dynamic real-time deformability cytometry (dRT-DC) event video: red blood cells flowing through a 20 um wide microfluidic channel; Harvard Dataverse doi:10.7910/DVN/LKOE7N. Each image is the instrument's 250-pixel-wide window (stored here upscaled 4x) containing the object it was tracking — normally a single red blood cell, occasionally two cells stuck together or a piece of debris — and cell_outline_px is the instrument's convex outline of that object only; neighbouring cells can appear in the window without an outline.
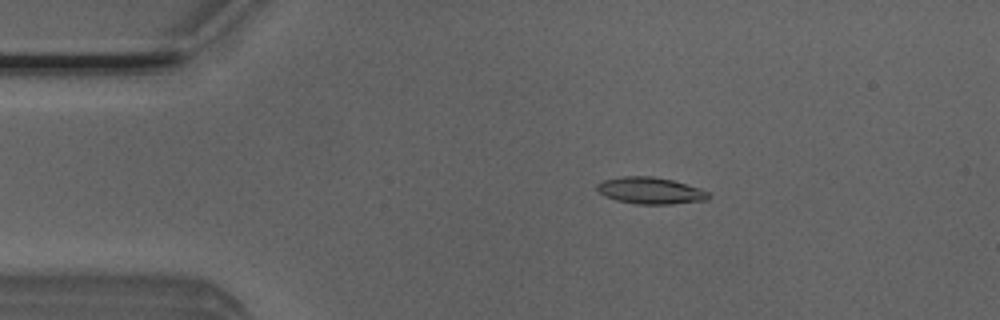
{"species": "Egyptian fruit bat (a non-hibernating species)", "species_latin": "Rousettus aegyptiacus", "temperature_condition": "room temperature", "stored_images_in_passage": 5, "camera_frame_rate_fps": 3000, "um_per_image_px": 0.085, "animal": {"sex": "male"}, "frame": {"image": 1, "passage_image": 2, "time_ms": 0.333, "image_size_px": [1000, 320], "cell_outline_px": [[708, 200], [672, 204], [636, 204], [616, 200], [604, 196], [596, 188], [596, 184], [604, 180], [624, 176], [652, 176], [672, 180], [700, 188], [708, 192]], "centroid_in_image_um": [55.27, 16.2], "position_along_channel_um": 29.7, "area_um2": 17.28}}